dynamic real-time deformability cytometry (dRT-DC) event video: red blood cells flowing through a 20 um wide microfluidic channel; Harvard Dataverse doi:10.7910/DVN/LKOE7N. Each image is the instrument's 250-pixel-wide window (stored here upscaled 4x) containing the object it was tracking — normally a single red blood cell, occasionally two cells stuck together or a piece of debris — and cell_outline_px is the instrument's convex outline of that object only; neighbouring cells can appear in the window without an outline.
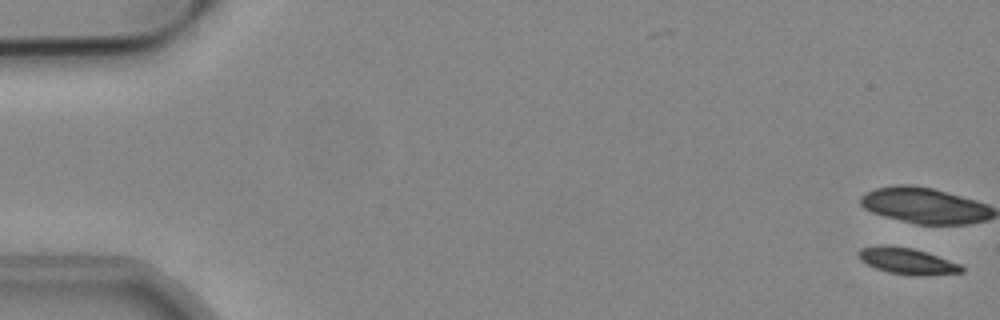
{"species": "common noctule bat (a hibernating species)", "species_latin": "Nyctalus noctula", "temperature_condition": "cold", "stored_images_in_passage": 34, "camera_frame_rate_fps": 3000, "um_per_image_px": 0.085, "animal": {"sex": "male", "body_mass_g": 19.2, "forearm_length_mm": 51.8}, "frame": {"image": 1, "passage_image": 1, "time_ms": 0.0, "image_size_px": [1000, 320], "cell_outline_px": [[964, 272], [924, 276], [912, 276], [888, 272], [876, 268], [860, 260], [856, 252], [860, 248], [880, 244], [912, 248], [960, 264], [964, 268]], "centroid_in_image_um": [77.07, 22.19], "position_along_channel_um": 7.9, "area_um2": 15.84}}